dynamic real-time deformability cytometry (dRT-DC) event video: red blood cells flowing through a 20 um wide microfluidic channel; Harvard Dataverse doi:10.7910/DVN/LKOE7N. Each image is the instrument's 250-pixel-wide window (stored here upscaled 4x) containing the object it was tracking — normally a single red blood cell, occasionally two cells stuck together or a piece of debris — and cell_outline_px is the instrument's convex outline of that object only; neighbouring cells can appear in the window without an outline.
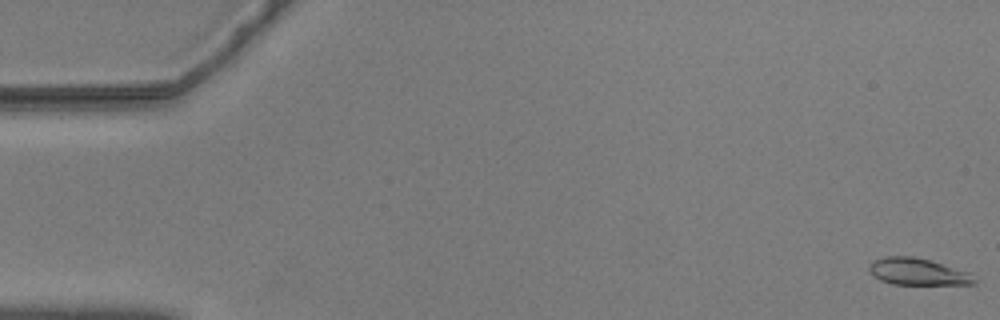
{"species": "common noctule bat (a hibernating species)", "species_latin": "Nyctalus noctula", "temperature_condition": "warm", "stored_images_in_passage": 55, "camera_frame_rate_fps": 3000, "um_per_image_px": 0.085, "animal": {"sex": "male", "body_mass_g": 20.5, "forearm_length_mm": 52.5}, "frame": {"image": 1, "passage_image": 1, "time_ms": 0.0, "image_size_px": [1000, 320], "cell_outline_px": [[976, 284], [892, 284], [880, 280], [868, 268], [872, 260], [888, 256], [912, 256], [932, 260], [968, 272], [976, 280]], "centroid_in_image_um": [78.01, 23.08], "position_along_channel_um": 7.0, "area_um2": 16.3}}
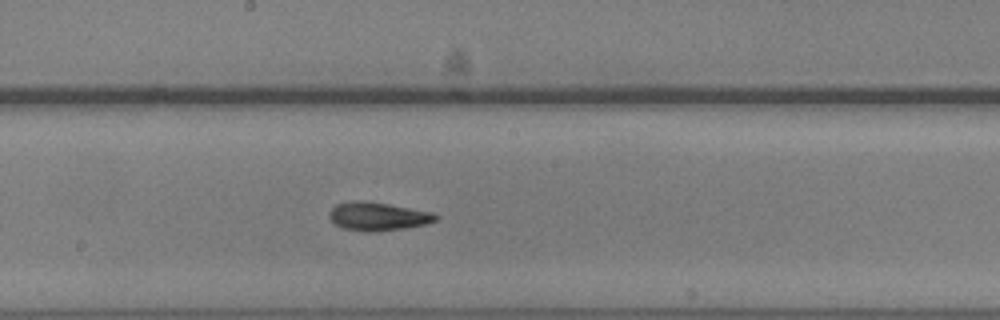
{"frame": {"image": 2, "passage_image": 31, "time_ms": 10.0, "image_size_px": [1000, 320], "cell_outline_px": [[440, 216], [436, 220], [424, 224], [404, 228], [380, 232], [364, 232], [344, 228], [336, 224], [328, 216], [328, 212], [336, 204], [352, 200], [364, 200], [436, 212]], "centroid_in_image_um": [32.13, 18.38], "position_along_channel_um": 216.1, "area_um2": 17.86}}
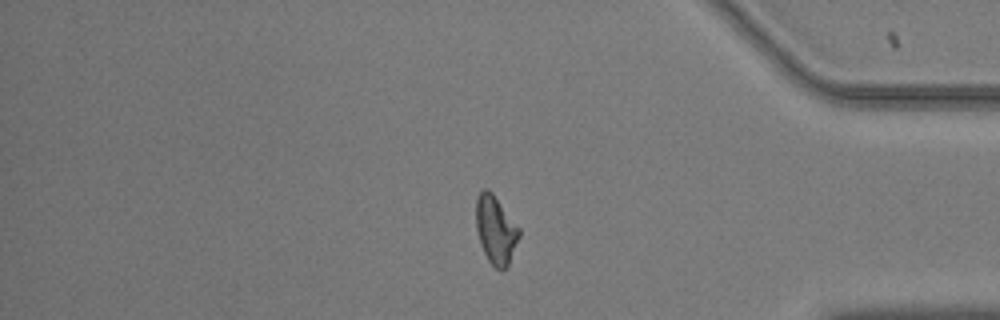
{"frame": {"image": 3, "passage_image": 48, "time_ms": 15.667, "image_size_px": [1000, 320], "cell_outline_px": [[520, 236], [508, 268], [496, 268], [488, 260], [480, 244], [476, 228], [476, 200], [480, 192], [484, 188], [488, 188], [492, 192], [520, 228]], "centroid_in_image_um": [42.14, 19.53], "position_along_channel_um": 393.1, "area_um2": 17.17}}